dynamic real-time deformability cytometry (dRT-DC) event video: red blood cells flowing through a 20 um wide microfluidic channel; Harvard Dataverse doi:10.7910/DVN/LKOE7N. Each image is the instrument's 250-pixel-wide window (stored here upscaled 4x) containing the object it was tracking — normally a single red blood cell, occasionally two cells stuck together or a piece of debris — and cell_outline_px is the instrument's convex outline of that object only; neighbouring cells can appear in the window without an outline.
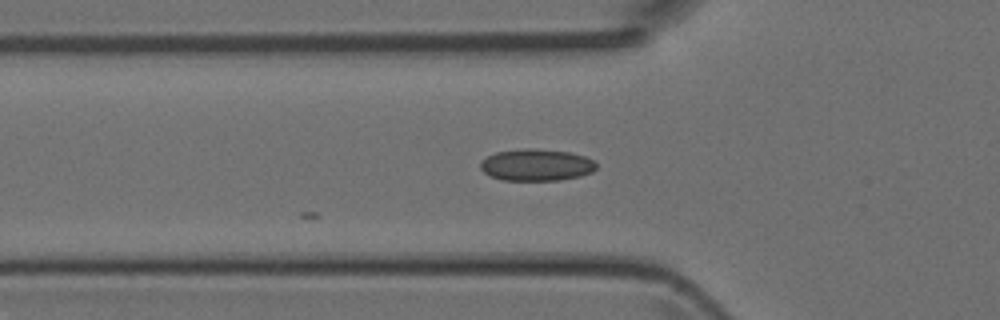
{"species": "Egyptian fruit bat (a non-hibernating species)", "species_latin": "Rousettus aegyptiacus", "temperature_condition": "room temperature", "stored_images_in_passage": 20, "camera_frame_rate_fps": 3000, "um_per_image_px": 0.085, "animal": {"sex": "female"}, "frame": {"image": 1, "passage_image": 2, "time_ms": 0.333, "image_size_px": [1000, 320], "cell_outline_px": [[596, 168], [592, 172], [580, 176], [560, 180], [500, 180], [484, 172], [480, 168], [480, 160], [496, 152], [528, 148], [568, 152], [584, 156], [592, 160], [596, 164]], "centroid_in_image_um": [45.57, 14.03], "position_along_channel_um": 80.2, "area_um2": 21.33}}
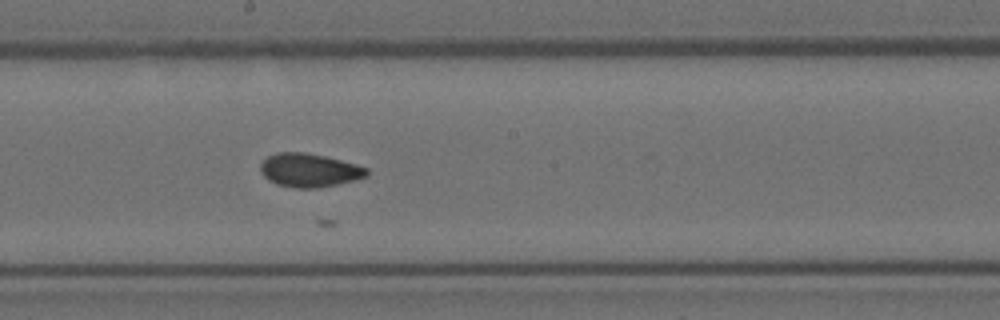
{"frame": {"image": 2, "passage_image": 12, "time_ms": 3.667, "image_size_px": [1000, 320], "cell_outline_px": [[368, 176], [336, 184], [316, 188], [296, 188], [276, 184], [268, 180], [260, 172], [260, 164], [268, 156], [276, 152], [304, 152], [324, 156], [356, 164], [368, 168]], "centroid_in_image_um": [26.26, 14.46], "position_along_channel_um": 221.9, "area_um2": 20.69}}
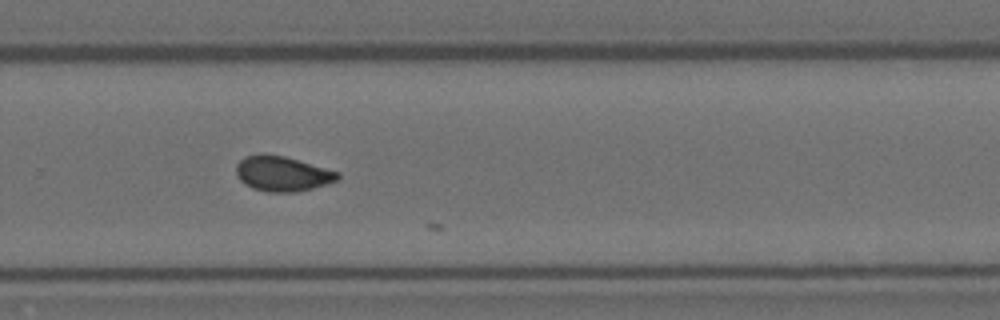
{"frame": {"image": 3, "passage_image": 18, "time_ms": 5.667, "image_size_px": [1000, 320], "cell_outline_px": [[340, 176], [336, 180], [312, 188], [296, 192], [268, 192], [252, 188], [244, 184], [236, 176], [236, 164], [244, 156], [260, 152], [284, 156], [340, 172]], "centroid_in_image_um": [23.94, 14.74], "position_along_channel_um": 305.9, "area_um2": 20.87}}